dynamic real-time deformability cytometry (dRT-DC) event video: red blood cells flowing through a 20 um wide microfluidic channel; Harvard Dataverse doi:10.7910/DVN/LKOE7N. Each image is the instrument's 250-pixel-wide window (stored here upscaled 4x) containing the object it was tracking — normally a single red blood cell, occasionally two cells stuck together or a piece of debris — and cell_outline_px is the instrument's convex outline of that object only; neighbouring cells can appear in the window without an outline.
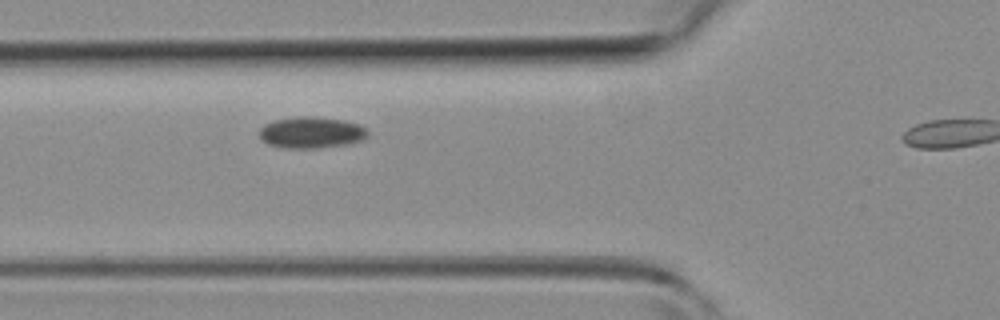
{"species": "common noctule bat (a hibernating species)", "species_latin": "Nyctalus noctula", "temperature_condition": "room temperature", "stored_images_in_passage": 4, "segment_of_instrument_passage": [1, 2], "camera_frame_rate_fps": 3000, "um_per_image_px": 0.085, "animal": {"sex": "female", "body_mass_g": 19.3, "forearm_length_mm": 54.1}, "frame": {"image": 1, "passage_image": 3, "time_ms": 2.333, "image_size_px": [1000, 320], "cell_outline_px": [[368, 136], [364, 140], [348, 144], [316, 148], [284, 148], [268, 144], [260, 140], [260, 128], [264, 124], [276, 120], [300, 116], [312, 116], [344, 120], [360, 124], [368, 128]], "centroid_in_image_um": [26.5, 11.26], "position_along_channel_um": 99.3, "area_um2": 20.06}}